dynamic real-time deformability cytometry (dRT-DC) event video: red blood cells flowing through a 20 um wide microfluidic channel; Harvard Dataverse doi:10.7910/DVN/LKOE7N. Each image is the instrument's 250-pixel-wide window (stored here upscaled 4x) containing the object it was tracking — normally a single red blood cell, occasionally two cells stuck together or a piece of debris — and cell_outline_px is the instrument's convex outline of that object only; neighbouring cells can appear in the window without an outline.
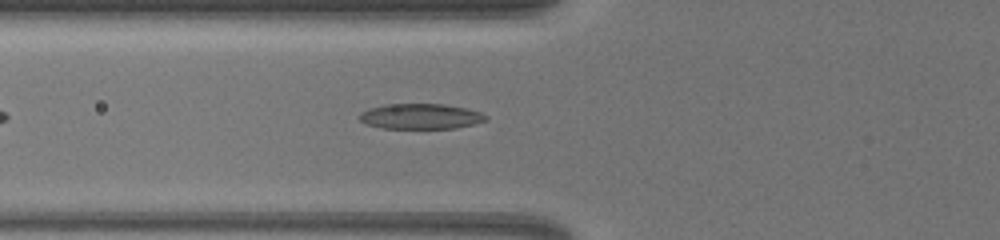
{"species": "common noctule bat (a hibernating species)", "species_latin": "Nyctalus noctula", "temperature_condition": "warm", "stored_images_in_passage": 46, "camera_frame_rate_fps": 3000, "um_per_image_px": 0.085, "animal": {"sex": "female", "body_mass_g": 19.5, "forearm_length_mm": 54.1}, "frame": {"image": 1, "passage_image": 9, "time_ms": 2.667, "image_size_px": [1000, 240], "cell_outline_px": [[488, 120], [456, 128], [380, 128], [364, 124], [360, 120], [360, 112], [368, 108], [384, 104], [444, 104], [464, 108], [480, 112], [488, 116]], "centroid_in_image_um": [35.72, 9.89], "position_along_channel_um": 90.1, "area_um2": 18.73}}
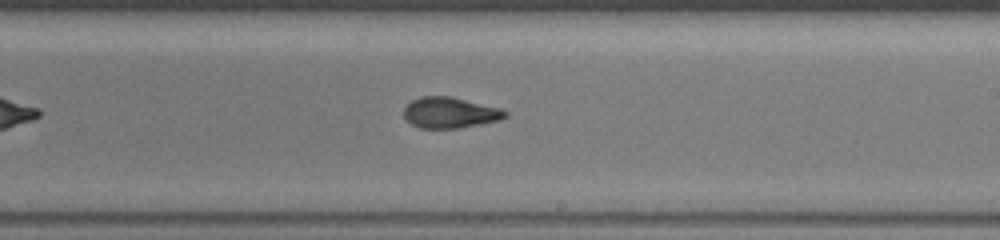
{"frame": {"image": 2, "passage_image": 24, "time_ms": 7.667, "image_size_px": [1000, 240], "cell_outline_px": [[508, 116], [500, 120], [480, 124], [456, 128], [420, 128], [412, 124], [404, 116], [404, 108], [412, 100], [420, 96], [448, 96], [500, 108], [508, 112]], "centroid_in_image_um": [38.25, 9.58], "position_along_channel_um": 250.8, "area_um2": 18.03}}
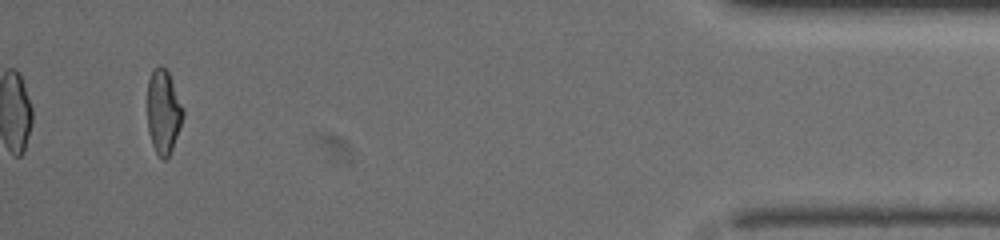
{"frame": {"image": 3, "passage_image": 46, "time_ms": 15.0, "image_size_px": [1000, 240], "cell_outline_px": [[184, 116], [172, 148], [168, 156], [164, 160], [156, 152], [152, 144], [148, 132], [148, 80], [152, 68], [160, 64], [168, 72], [184, 108]], "centroid_in_image_um": [13.88, 9.46], "position_along_channel_um": 421.3, "area_um2": 17.4}}